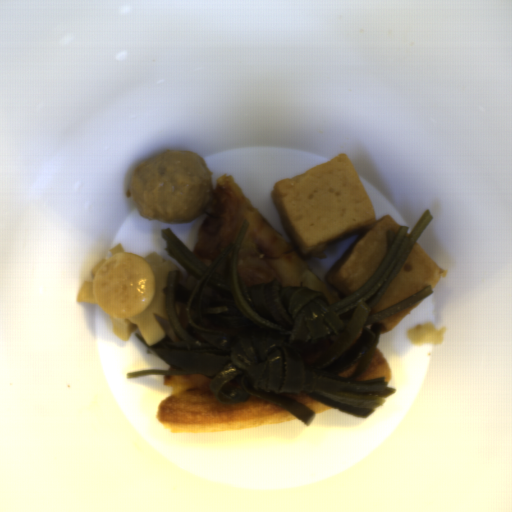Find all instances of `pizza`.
<instances>
[{"instance_id":"pizza-2","label":"pizza","mask_w":512,"mask_h":512,"mask_svg":"<svg viewBox=\"0 0 512 512\" xmlns=\"http://www.w3.org/2000/svg\"><path fill=\"white\" fill-rule=\"evenodd\" d=\"M211 379L202 374H163L170 394L157 413L171 433H200L279 425L299 418L277 403L250 397L239 404H223L210 390Z\"/></svg>"},{"instance_id":"pizza-4","label":"pizza","mask_w":512,"mask_h":512,"mask_svg":"<svg viewBox=\"0 0 512 512\" xmlns=\"http://www.w3.org/2000/svg\"><path fill=\"white\" fill-rule=\"evenodd\" d=\"M278 394L285 396V397H287L293 401H296L300 404L305 405L314 414H319L328 409H336V408H333V407L319 401L318 399H316L302 391L299 393H278Z\"/></svg>"},{"instance_id":"pizza-3","label":"pizza","mask_w":512,"mask_h":512,"mask_svg":"<svg viewBox=\"0 0 512 512\" xmlns=\"http://www.w3.org/2000/svg\"><path fill=\"white\" fill-rule=\"evenodd\" d=\"M374 378H384V382H387V384L391 381V369L387 357L378 346H375L364 372L355 380H370Z\"/></svg>"},{"instance_id":"pizza-1","label":"pizza","mask_w":512,"mask_h":512,"mask_svg":"<svg viewBox=\"0 0 512 512\" xmlns=\"http://www.w3.org/2000/svg\"><path fill=\"white\" fill-rule=\"evenodd\" d=\"M213 182V195L198 229L194 254L207 267L234 244L244 222L247 230L238 253L245 288L280 282L283 288L306 287L327 295L330 303L349 297L312 274L284 233H278L227 172Z\"/></svg>"}]
</instances>
